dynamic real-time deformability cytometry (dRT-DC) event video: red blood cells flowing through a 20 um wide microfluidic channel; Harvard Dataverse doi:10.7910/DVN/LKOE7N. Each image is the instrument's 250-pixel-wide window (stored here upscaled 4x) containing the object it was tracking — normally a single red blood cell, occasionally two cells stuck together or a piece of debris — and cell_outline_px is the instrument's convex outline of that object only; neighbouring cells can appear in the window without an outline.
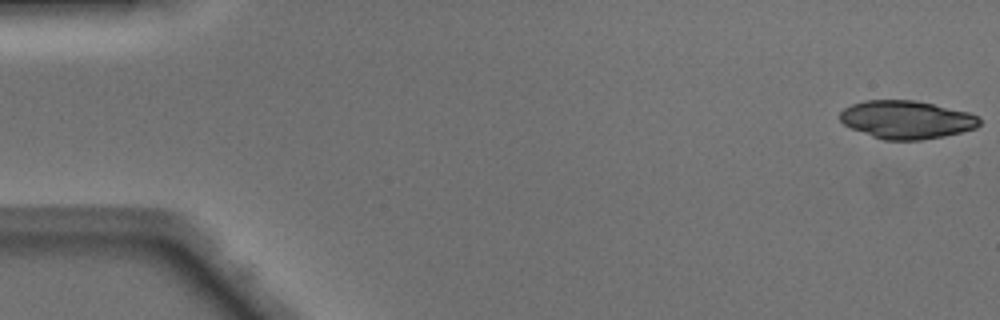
{"species": "Egyptian fruit bat (a non-hibernating species)", "species_latin": "Rousettus aegyptiacus", "temperature_condition": "warm", "stored_images_in_passage": 15, "camera_frame_rate_fps": 3000, "um_per_image_px": 0.085, "animal": {"sex": "male"}, "frame": {"image": 1, "passage_image": 1, "time_ms": 0.0, "image_size_px": [1000, 320], "cell_outline_px": [[980, 124], [976, 128], [944, 136], [920, 140], [884, 140], [872, 136], [852, 128], [844, 124], [840, 120], [840, 112], [844, 108], [852, 104], [864, 100], [916, 100], [968, 112], [980, 116]], "centroid_in_image_um": [77.06, 10.16], "position_along_channel_um": 7.9, "area_um2": 30.92}}
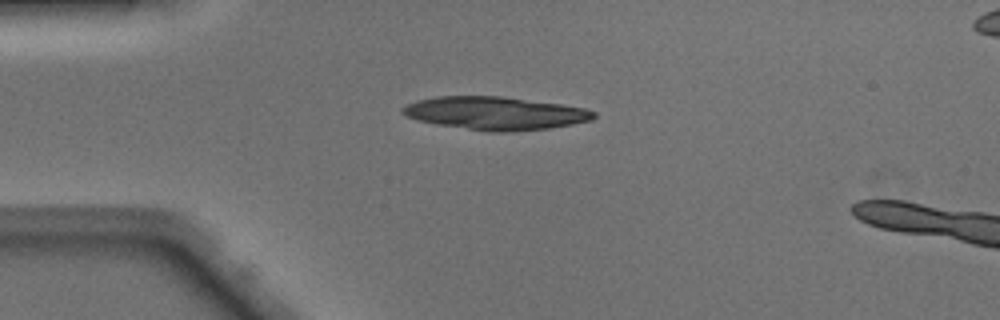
{"frame": {"image": 2, "passage_image": 12, "time_ms": 3.667, "image_size_px": [1000, 320], "cell_outline_px": [[596, 116], [592, 120], [572, 124], [548, 128], [512, 132], [488, 132], [436, 124], [416, 120], [400, 112], [400, 108], [416, 100], [436, 96], [500, 96], [560, 104], [584, 108], [596, 112]], "centroid_in_image_um": [42.06, 9.63], "position_along_channel_um": 42.9, "area_um2": 36.88}}